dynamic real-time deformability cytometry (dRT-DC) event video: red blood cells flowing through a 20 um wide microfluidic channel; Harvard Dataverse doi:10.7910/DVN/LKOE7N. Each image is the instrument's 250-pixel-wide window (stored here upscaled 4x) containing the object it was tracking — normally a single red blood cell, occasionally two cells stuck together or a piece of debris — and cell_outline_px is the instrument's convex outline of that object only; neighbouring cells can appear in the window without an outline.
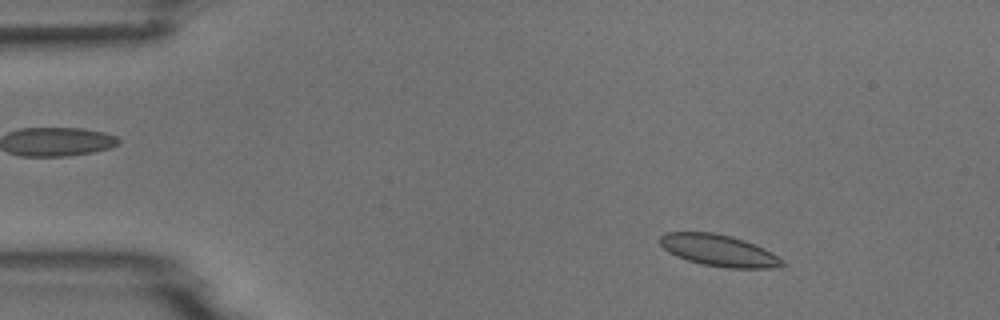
{"species": "common noctule bat (a hibernating species)", "species_latin": "Nyctalus noctula", "temperature_condition": "room temperature", "stored_images_in_passage": 4, "camera_frame_rate_fps": 3000, "um_per_image_px": 0.085, "animal": {"sex": "male", "body_mass_g": 18.8}, "frame": {"image": 1, "passage_image": 2, "time_ms": 1.0, "image_size_px": [1000, 320], "cell_outline_px": [[784, 264], [772, 268], [728, 268], [700, 264], [676, 256], [668, 252], [660, 244], [660, 236], [664, 232], [712, 232], [744, 240], [764, 248], [772, 252], [784, 260]], "centroid_in_image_um": [61.08, 21.29], "position_along_channel_um": 23.9, "area_um2": 22.48}}